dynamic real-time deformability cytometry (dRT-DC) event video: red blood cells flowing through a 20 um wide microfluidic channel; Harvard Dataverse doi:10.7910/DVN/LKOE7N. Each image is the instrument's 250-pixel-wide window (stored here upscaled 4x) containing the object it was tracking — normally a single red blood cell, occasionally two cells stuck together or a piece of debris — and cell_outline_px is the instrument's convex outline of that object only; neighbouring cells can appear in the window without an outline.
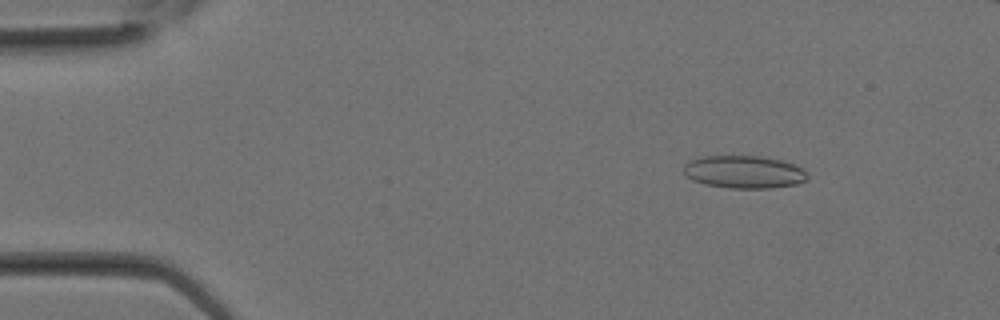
{"species": "Egyptian fruit bat (a non-hibernating species)", "species_latin": "Rousettus aegyptiacus", "temperature_condition": "room temperature", "stored_images_in_passage": 13, "camera_frame_rate_fps": 3000, "um_per_image_px": 0.085, "animal": {"sex": "female"}, "frame": {"image": 1, "passage_image": 4, "time_ms": 1.0, "image_size_px": [1000, 320], "cell_outline_px": [[808, 180], [796, 184], [772, 188], [728, 188], [704, 184], [692, 180], [684, 176], [684, 164], [688, 160], [704, 156], [764, 156], [780, 160], [792, 164], [800, 168], [808, 176]], "centroid_in_image_um": [63.19, 14.62], "position_along_channel_um": 21.8, "area_um2": 23.7}}
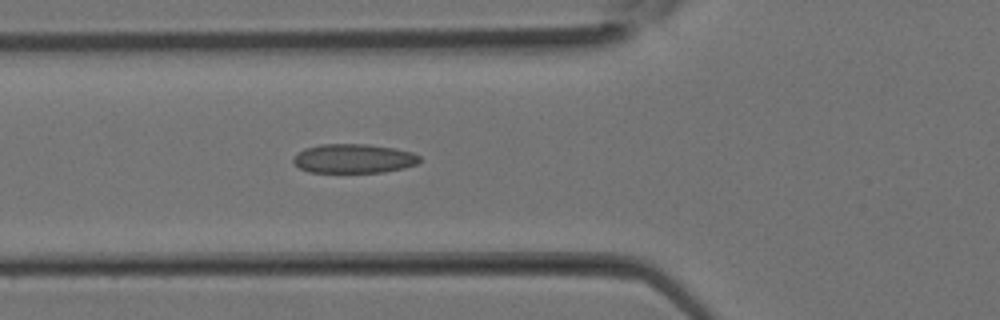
{"frame": {"image": 2, "passage_image": 11, "time_ms": 3.333, "image_size_px": [1000, 320], "cell_outline_px": [[420, 160], [416, 164], [404, 168], [384, 172], [308, 172], [300, 168], [292, 160], [296, 152], [304, 148], [320, 144], [368, 144], [392, 148], [412, 152], [420, 156]], "centroid_in_image_um": [30.03, 13.47], "position_along_channel_um": 95.8, "area_um2": 21.5}}
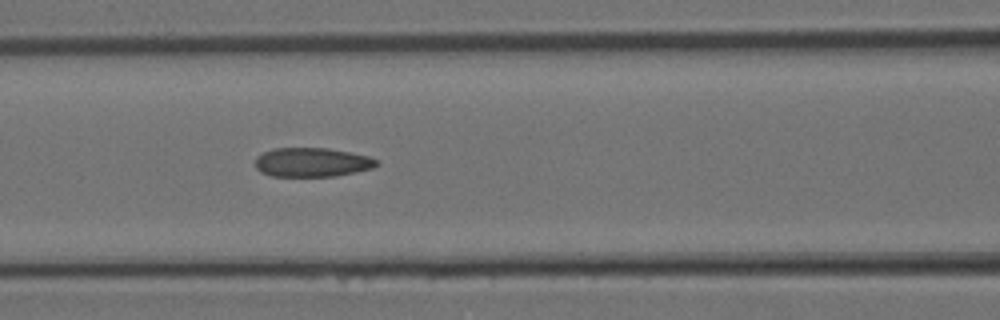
{"frame": {"image": 3, "passage_image": 13, "time_ms": 4.0, "image_size_px": [1000, 320], "cell_outline_px": [[380, 164], [372, 168], [356, 172], [336, 176], [272, 176], [260, 172], [256, 168], [256, 156], [272, 148], [328, 148], [368, 156], [376, 160]], "centroid_in_image_um": [26.5, 13.79], "position_along_channel_um": 140.1, "area_um2": 20.58}}